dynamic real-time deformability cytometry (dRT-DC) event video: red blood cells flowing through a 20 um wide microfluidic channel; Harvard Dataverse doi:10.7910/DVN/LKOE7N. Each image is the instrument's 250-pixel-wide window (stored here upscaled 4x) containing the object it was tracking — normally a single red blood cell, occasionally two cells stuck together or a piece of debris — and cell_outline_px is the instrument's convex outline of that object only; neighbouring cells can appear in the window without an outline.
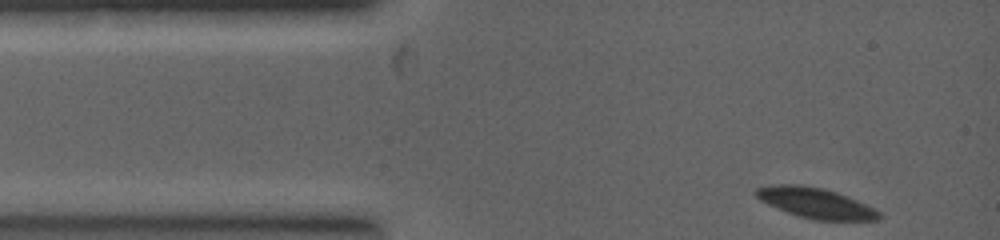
{"species": "common noctule bat (a hibernating species)", "species_latin": "Nyctalus noctula", "temperature_condition": "warm", "stored_images_in_passage": 19, "camera_frame_rate_fps": 5000, "um_per_image_px": 0.085, "animal": {"sex": "female", "body_mass_g": 19.0, "forearm_length_mm": 53.3}, "frame": {"image": 1, "passage_image": 1, "time_ms": 0.0, "image_size_px": [1000, 240], "cell_outline_px": [[880, 220], [816, 220], [800, 216], [776, 208], [760, 200], [752, 192], [756, 188], [772, 184], [800, 184], [824, 188], [836, 192], [856, 200], [880, 212]], "centroid_in_image_um": [69.27, 17.24], "position_along_channel_um": 15.7, "area_um2": 21.62}}
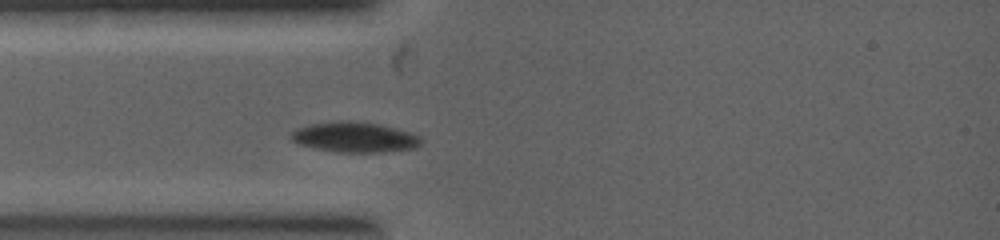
{"frame": {"image": 2, "passage_image": 6, "time_ms": 1.4, "image_size_px": [1000, 240], "cell_outline_px": [[424, 140], [420, 144], [412, 148], [384, 152], [340, 152], [312, 148], [300, 144], [292, 140], [288, 136], [288, 132], [296, 128], [308, 124], [336, 120], [352, 120], [380, 124], [412, 132], [420, 136]], "centroid_in_image_um": [30.1, 11.64], "position_along_channel_um": 54.9, "area_um2": 23.41}}
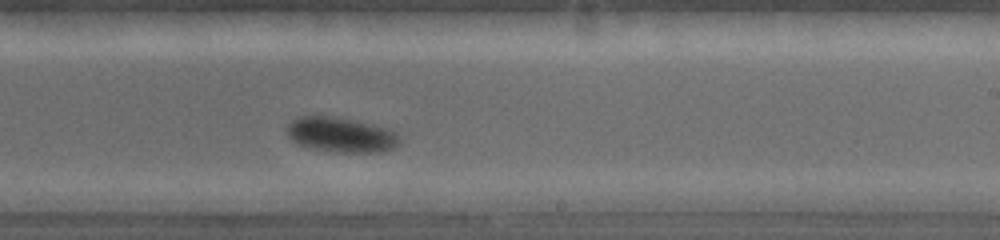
{"frame": {"image": 3, "passage_image": 19, "time_ms": 4.6, "image_size_px": [1000, 240], "cell_outline_px": [[400, 144], [392, 148], [376, 152], [336, 152], [308, 148], [292, 140], [288, 136], [284, 128], [292, 120], [300, 116], [332, 116], [392, 128], [400, 136]], "centroid_in_image_um": [28.99, 11.45], "position_along_channel_um": 260.0, "area_um2": 23.18}}